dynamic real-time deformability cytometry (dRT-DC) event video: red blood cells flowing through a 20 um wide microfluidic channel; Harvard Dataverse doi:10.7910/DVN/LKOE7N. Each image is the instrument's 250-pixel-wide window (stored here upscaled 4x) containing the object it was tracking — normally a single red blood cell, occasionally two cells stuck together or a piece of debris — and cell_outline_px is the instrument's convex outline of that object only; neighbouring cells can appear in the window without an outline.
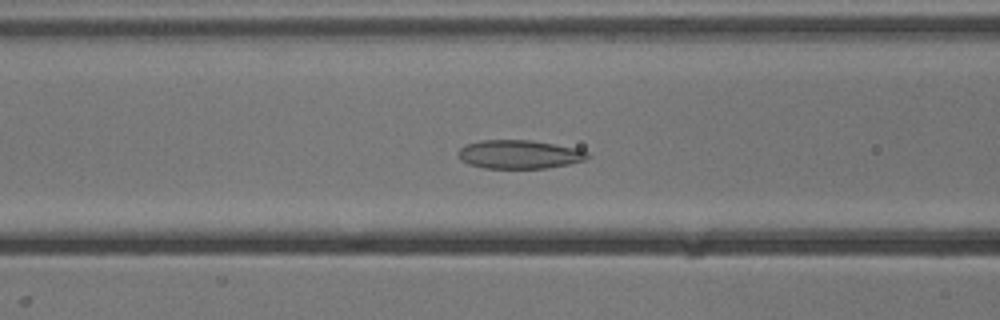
{"species": "common noctule bat (a hibernating species)", "species_latin": "Nyctalus noctula", "temperature_condition": "cold", "stored_images_in_passage": 38, "camera_frame_rate_fps": 3000, "um_per_image_px": 0.085, "animal": {"sex": "male", "body_mass_g": 13.3}, "frame": {"image": 1, "passage_image": 6, "time_ms": 1.667, "image_size_px": [1000, 320], "cell_outline_px": [[588, 156], [584, 160], [568, 164], [548, 168], [484, 168], [468, 164], [460, 160], [456, 156], [456, 152], [464, 144], [480, 140], [532, 140], [576, 148], [588, 152]], "centroid_in_image_um": [44.06, 13.12], "position_along_channel_um": 122.5, "area_um2": 21.73}}
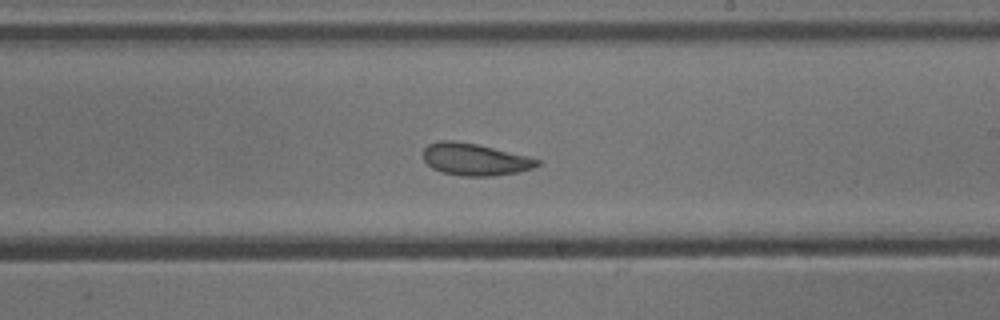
{"frame": {"image": 2, "passage_image": 16, "time_ms": 5.0, "image_size_px": [1000, 320], "cell_outline_px": [[540, 164], [532, 168], [520, 172], [492, 176], [460, 176], [444, 172], [432, 168], [424, 160], [424, 148], [428, 144], [440, 140], [456, 140], [476, 144], [528, 156], [540, 160]], "centroid_in_image_um": [40.36, 13.55], "position_along_channel_um": 248.6, "area_um2": 21.27}}
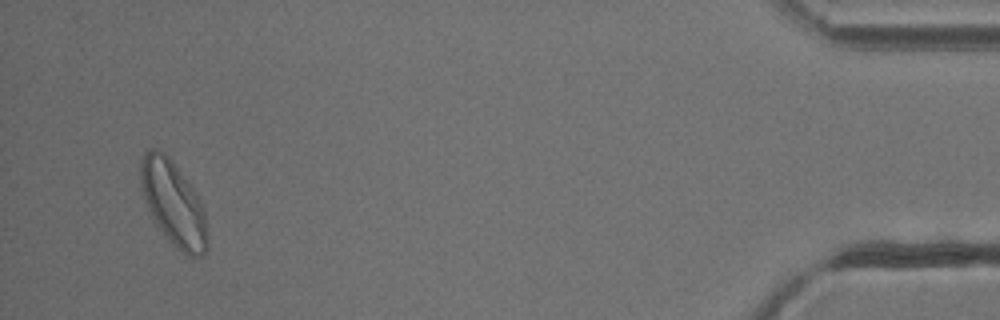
{"frame": {"image": 3, "passage_image": 36, "time_ms": 11.667, "image_size_px": [1000, 320], "cell_outline_px": [[208, 248], [204, 256], [188, 256], [176, 248], [156, 224], [148, 208], [140, 188], [140, 160], [144, 152], [148, 148], [156, 148], [164, 152], [168, 156], [192, 188], [204, 212], [208, 240]], "centroid_in_image_um": [14.71, 17.29], "position_along_channel_um": 420.5, "area_um2": 32.54}, "authors_computed_cell_mechanics": {"area_um2": 21.675, "velocity_mm_per_s": 3.7923, "shape_relaxation_time_tau1_ms": 4.2314, "shape_relaxation_time_tau2_ms": 2.2641, "deformation_change_tau1": 0.1015, "deformation_change_tau2": 0.0821}}